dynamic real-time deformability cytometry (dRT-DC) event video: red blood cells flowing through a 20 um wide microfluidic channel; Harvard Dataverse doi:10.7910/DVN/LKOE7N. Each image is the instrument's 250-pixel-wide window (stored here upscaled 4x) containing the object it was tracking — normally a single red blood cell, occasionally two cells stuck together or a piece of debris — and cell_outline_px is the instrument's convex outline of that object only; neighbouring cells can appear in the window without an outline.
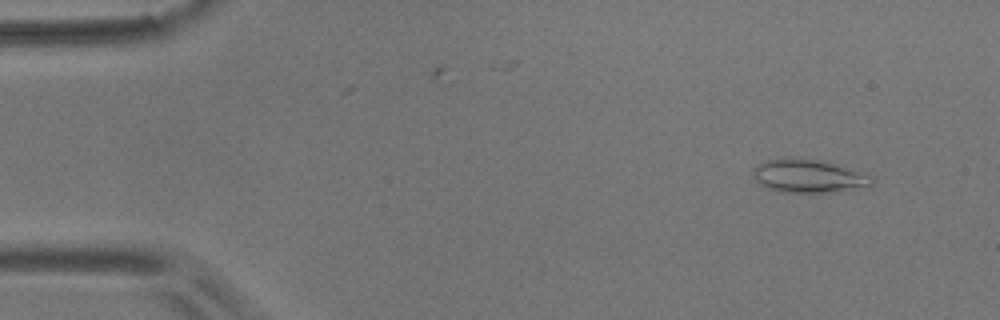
{"species": "common noctule bat (a hibernating species)", "species_latin": "Nyctalus noctula", "temperature_condition": "room temperature", "stored_images_in_passage": 5, "camera_frame_rate_fps": 3000, "um_per_image_px": 0.085, "animal": {"sex": "male", "body_mass_g": 17.9}, "frame": {"image": 1, "passage_image": 2, "time_ms": 1.333, "image_size_px": [1000, 320], "cell_outline_px": [[872, 184], [868, 188], [832, 192], [780, 192], [768, 188], [760, 184], [752, 176], [752, 168], [756, 164], [764, 160], [784, 156], [816, 160], [832, 164], [872, 176]], "centroid_in_image_um": [68.64, 14.96], "position_along_channel_um": 16.4, "area_um2": 23.18}}